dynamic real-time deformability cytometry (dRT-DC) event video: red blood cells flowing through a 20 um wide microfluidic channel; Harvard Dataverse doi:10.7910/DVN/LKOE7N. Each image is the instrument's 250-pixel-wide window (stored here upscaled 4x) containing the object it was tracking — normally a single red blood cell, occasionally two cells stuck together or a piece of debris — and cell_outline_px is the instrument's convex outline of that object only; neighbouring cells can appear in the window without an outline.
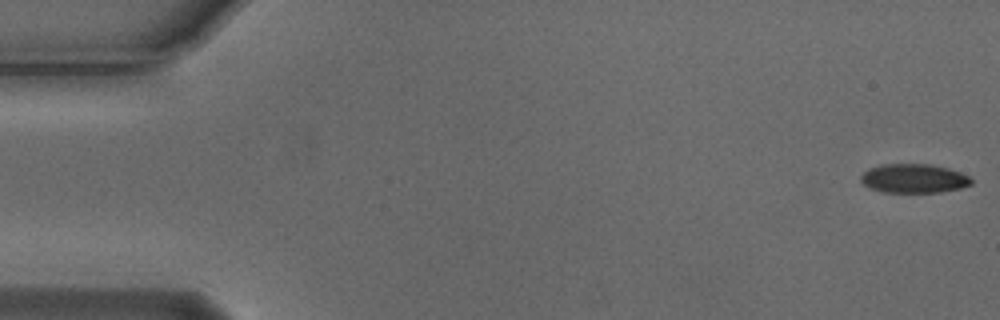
{"species": "Egyptian fruit bat (a non-hibernating species)", "species_latin": "Rousettus aegyptiacus", "temperature_condition": "cold", "stored_images_in_passage": 12, "camera_frame_rate_fps": 3000, "um_per_image_px": 0.085, "animal": {"sex": "male"}, "frame": {"image": 1, "passage_image": 1, "time_ms": 0.0, "image_size_px": [1000, 320], "cell_outline_px": [[972, 184], [960, 188], [940, 192], [884, 192], [868, 188], [860, 180], [860, 176], [868, 168], [884, 164], [932, 164], [948, 168], [960, 172], [968, 176], [972, 180]], "centroid_in_image_um": [77.66, 15.16], "position_along_channel_um": 7.3, "area_um2": 18.73}}